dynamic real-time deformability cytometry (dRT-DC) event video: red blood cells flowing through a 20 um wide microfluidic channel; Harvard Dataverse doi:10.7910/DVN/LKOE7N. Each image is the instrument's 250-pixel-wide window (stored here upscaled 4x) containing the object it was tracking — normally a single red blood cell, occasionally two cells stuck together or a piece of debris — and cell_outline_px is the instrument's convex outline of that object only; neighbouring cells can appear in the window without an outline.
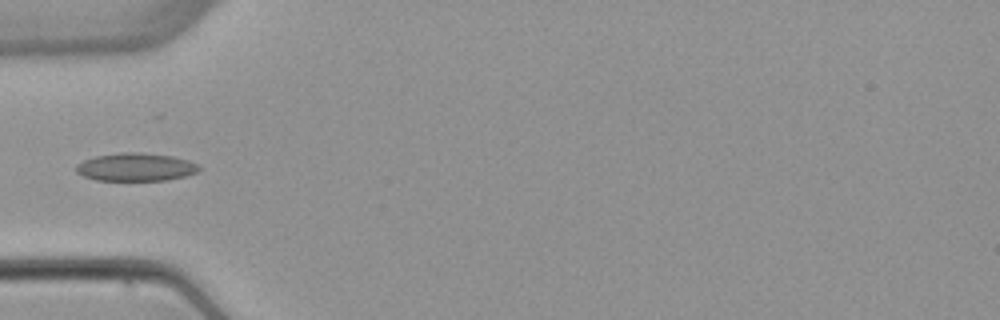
{"species": "common noctule bat (a hibernating species)", "species_latin": "Nyctalus noctula", "temperature_condition": "warm", "stored_images_in_passage": 5, "segment_of_instrument_passage": [2, 2], "camera_frame_rate_fps": 3000, "um_per_image_px": 0.085, "animal": {"sex": "female", "body_mass_g": 22.7, "forearm_length_mm": 54.2}, "frame": {"image": 1, "passage_image": 5, "time_ms": 5.0, "image_size_px": [1000, 320], "cell_outline_px": [[200, 168], [196, 172], [184, 176], [168, 180], [96, 180], [84, 176], [76, 172], [76, 164], [84, 160], [96, 156], [120, 152], [140, 152], [172, 156], [188, 160], [196, 164]], "centroid_in_image_um": [11.51, 14.19], "position_along_channel_um": 73.5, "area_um2": 19.94}}